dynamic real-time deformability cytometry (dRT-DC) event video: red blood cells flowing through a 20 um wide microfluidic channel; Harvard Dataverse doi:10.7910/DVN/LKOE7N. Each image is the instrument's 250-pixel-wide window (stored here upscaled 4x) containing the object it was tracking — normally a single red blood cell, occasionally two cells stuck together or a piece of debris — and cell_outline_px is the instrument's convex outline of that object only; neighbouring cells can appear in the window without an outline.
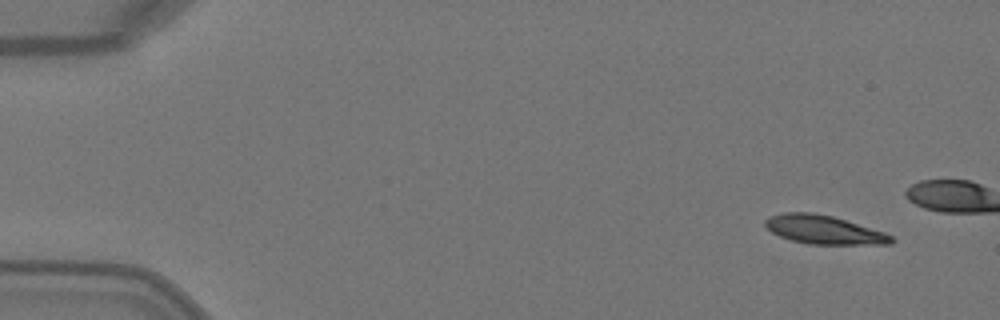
{"species": "Egyptian fruit bat (a non-hibernating species)", "species_latin": "Rousettus aegyptiacus", "temperature_condition": "warm", "stored_images_in_passage": 4, "camera_frame_rate_fps": 3000, "um_per_image_px": 0.085, "animal": {"sex": "female"}, "frame": {"image": 1, "passage_image": 1, "time_ms": 0.0, "image_size_px": [1000, 320], "cell_outline_px": [[896, 240], [892, 244], [812, 244], [792, 240], [780, 236], [772, 232], [764, 224], [764, 220], [768, 216], [784, 212], [812, 212], [832, 216], [884, 232], [892, 236]], "centroid_in_image_um": [70.02, 19.52], "position_along_channel_um": 15.0, "area_um2": 20.92}}
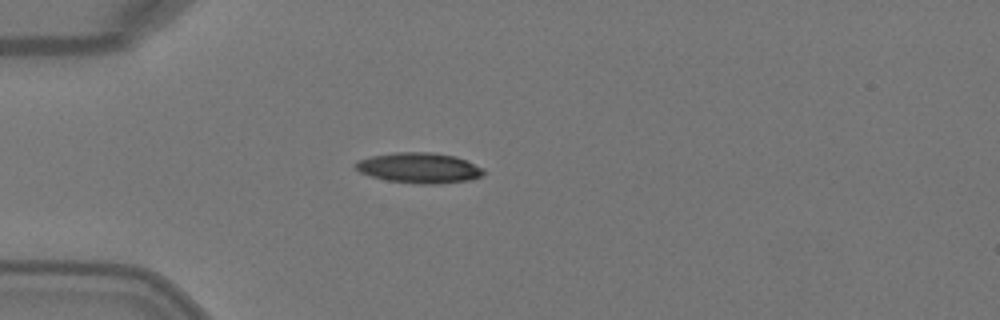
{"frame": {"image": 2, "passage_image": 4, "time_ms": 1.0, "image_size_px": [1000, 320], "cell_outline_px": [[484, 172], [480, 176], [468, 180], [440, 184], [416, 184], [388, 180], [372, 176], [360, 172], [352, 164], [356, 160], [372, 156], [396, 152], [432, 152], [456, 156], [484, 168]], "centroid_in_image_um": [35.61, 14.26], "position_along_channel_um": 49.4, "area_um2": 22.72}}